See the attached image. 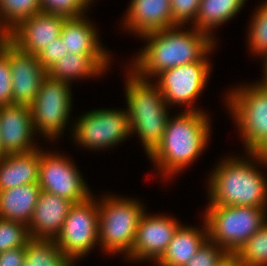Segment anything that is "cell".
I'll return each instance as SVG.
<instances>
[{
    "mask_svg": "<svg viewBox=\"0 0 267 266\" xmlns=\"http://www.w3.org/2000/svg\"><path fill=\"white\" fill-rule=\"evenodd\" d=\"M181 25L150 32L141 38L147 45L136 55L130 70L138 77L149 80L160 72L194 62H209L215 47V38L193 27L182 30ZM207 55V56H206Z\"/></svg>",
    "mask_w": 267,
    "mask_h": 266,
    "instance_id": "6da1fadb",
    "label": "cell"
},
{
    "mask_svg": "<svg viewBox=\"0 0 267 266\" xmlns=\"http://www.w3.org/2000/svg\"><path fill=\"white\" fill-rule=\"evenodd\" d=\"M246 154L250 156L247 157L250 160L243 159L244 157H228L219 162L211 175L209 174V206L267 208V180L257 168L260 163L267 166V160L253 152Z\"/></svg>",
    "mask_w": 267,
    "mask_h": 266,
    "instance_id": "7a4b0ae2",
    "label": "cell"
},
{
    "mask_svg": "<svg viewBox=\"0 0 267 266\" xmlns=\"http://www.w3.org/2000/svg\"><path fill=\"white\" fill-rule=\"evenodd\" d=\"M209 120L201 109L168 119L161 142L148 155L162 177L172 178L201 155L211 135Z\"/></svg>",
    "mask_w": 267,
    "mask_h": 266,
    "instance_id": "3957f363",
    "label": "cell"
},
{
    "mask_svg": "<svg viewBox=\"0 0 267 266\" xmlns=\"http://www.w3.org/2000/svg\"><path fill=\"white\" fill-rule=\"evenodd\" d=\"M125 80L127 114L131 134L136 132L147 156L161 142L167 126L168 106L159 87L128 70ZM168 108V109H167Z\"/></svg>",
    "mask_w": 267,
    "mask_h": 266,
    "instance_id": "277c9868",
    "label": "cell"
},
{
    "mask_svg": "<svg viewBox=\"0 0 267 266\" xmlns=\"http://www.w3.org/2000/svg\"><path fill=\"white\" fill-rule=\"evenodd\" d=\"M207 207L203 218L208 231V240L222 247L229 255H235L267 221V208Z\"/></svg>",
    "mask_w": 267,
    "mask_h": 266,
    "instance_id": "5b68a950",
    "label": "cell"
},
{
    "mask_svg": "<svg viewBox=\"0 0 267 266\" xmlns=\"http://www.w3.org/2000/svg\"><path fill=\"white\" fill-rule=\"evenodd\" d=\"M143 204L131 198L107 195L98 200L99 246L105 253L130 254Z\"/></svg>",
    "mask_w": 267,
    "mask_h": 266,
    "instance_id": "8992f818",
    "label": "cell"
},
{
    "mask_svg": "<svg viewBox=\"0 0 267 266\" xmlns=\"http://www.w3.org/2000/svg\"><path fill=\"white\" fill-rule=\"evenodd\" d=\"M227 107L241 133L245 152H253L267 138V87L261 82L232 89Z\"/></svg>",
    "mask_w": 267,
    "mask_h": 266,
    "instance_id": "52a82bcc",
    "label": "cell"
},
{
    "mask_svg": "<svg viewBox=\"0 0 267 266\" xmlns=\"http://www.w3.org/2000/svg\"><path fill=\"white\" fill-rule=\"evenodd\" d=\"M71 84L54 79L48 74L44 77L37 96L30 106L35 133L38 132L55 140L64 131L71 115Z\"/></svg>",
    "mask_w": 267,
    "mask_h": 266,
    "instance_id": "ba28073f",
    "label": "cell"
},
{
    "mask_svg": "<svg viewBox=\"0 0 267 266\" xmlns=\"http://www.w3.org/2000/svg\"><path fill=\"white\" fill-rule=\"evenodd\" d=\"M95 199L92 195L83 202L74 203L55 239L73 263L99 245V208Z\"/></svg>",
    "mask_w": 267,
    "mask_h": 266,
    "instance_id": "9c48e42d",
    "label": "cell"
},
{
    "mask_svg": "<svg viewBox=\"0 0 267 266\" xmlns=\"http://www.w3.org/2000/svg\"><path fill=\"white\" fill-rule=\"evenodd\" d=\"M76 121L72 125L75 143L94 151L122 143L131 134L127 110L95 109Z\"/></svg>",
    "mask_w": 267,
    "mask_h": 266,
    "instance_id": "30bf717a",
    "label": "cell"
},
{
    "mask_svg": "<svg viewBox=\"0 0 267 266\" xmlns=\"http://www.w3.org/2000/svg\"><path fill=\"white\" fill-rule=\"evenodd\" d=\"M68 157L40 149L39 180L42 191L80 203L92 196L82 174Z\"/></svg>",
    "mask_w": 267,
    "mask_h": 266,
    "instance_id": "8fae6325",
    "label": "cell"
},
{
    "mask_svg": "<svg viewBox=\"0 0 267 266\" xmlns=\"http://www.w3.org/2000/svg\"><path fill=\"white\" fill-rule=\"evenodd\" d=\"M211 67L210 62H194L166 69L156 76L155 84L168 106L185 104V111H199L192 105L206 88Z\"/></svg>",
    "mask_w": 267,
    "mask_h": 266,
    "instance_id": "7c38bea8",
    "label": "cell"
},
{
    "mask_svg": "<svg viewBox=\"0 0 267 266\" xmlns=\"http://www.w3.org/2000/svg\"><path fill=\"white\" fill-rule=\"evenodd\" d=\"M180 226V222L170 216H150L145 211L138 222L132 250L126 258L136 262L149 259L156 263Z\"/></svg>",
    "mask_w": 267,
    "mask_h": 266,
    "instance_id": "4fadbf2b",
    "label": "cell"
},
{
    "mask_svg": "<svg viewBox=\"0 0 267 266\" xmlns=\"http://www.w3.org/2000/svg\"><path fill=\"white\" fill-rule=\"evenodd\" d=\"M1 51L9 58L14 105L31 106L47 75L37 55L21 51L8 41Z\"/></svg>",
    "mask_w": 267,
    "mask_h": 266,
    "instance_id": "5bb4252c",
    "label": "cell"
},
{
    "mask_svg": "<svg viewBox=\"0 0 267 266\" xmlns=\"http://www.w3.org/2000/svg\"><path fill=\"white\" fill-rule=\"evenodd\" d=\"M67 18L43 12L32 15L9 32V41L21 51L38 55L47 45L60 37Z\"/></svg>",
    "mask_w": 267,
    "mask_h": 266,
    "instance_id": "9a60e30c",
    "label": "cell"
},
{
    "mask_svg": "<svg viewBox=\"0 0 267 266\" xmlns=\"http://www.w3.org/2000/svg\"><path fill=\"white\" fill-rule=\"evenodd\" d=\"M36 135L29 106H0V138L4 154H22L37 148ZM34 142V143H32Z\"/></svg>",
    "mask_w": 267,
    "mask_h": 266,
    "instance_id": "2e32d148",
    "label": "cell"
},
{
    "mask_svg": "<svg viewBox=\"0 0 267 266\" xmlns=\"http://www.w3.org/2000/svg\"><path fill=\"white\" fill-rule=\"evenodd\" d=\"M73 205L70 200L41 190L28 224L30 238L55 240Z\"/></svg>",
    "mask_w": 267,
    "mask_h": 266,
    "instance_id": "e0dca14e",
    "label": "cell"
},
{
    "mask_svg": "<svg viewBox=\"0 0 267 266\" xmlns=\"http://www.w3.org/2000/svg\"><path fill=\"white\" fill-rule=\"evenodd\" d=\"M124 17L125 30L143 35L177 26L171 13V0H131Z\"/></svg>",
    "mask_w": 267,
    "mask_h": 266,
    "instance_id": "ac0fdd59",
    "label": "cell"
},
{
    "mask_svg": "<svg viewBox=\"0 0 267 266\" xmlns=\"http://www.w3.org/2000/svg\"><path fill=\"white\" fill-rule=\"evenodd\" d=\"M97 27L85 17H68L62 26L60 38L67 53L79 55H110L99 41Z\"/></svg>",
    "mask_w": 267,
    "mask_h": 266,
    "instance_id": "d6986e66",
    "label": "cell"
},
{
    "mask_svg": "<svg viewBox=\"0 0 267 266\" xmlns=\"http://www.w3.org/2000/svg\"><path fill=\"white\" fill-rule=\"evenodd\" d=\"M40 146L22 154H7L0 159V191L38 183Z\"/></svg>",
    "mask_w": 267,
    "mask_h": 266,
    "instance_id": "ffe728a7",
    "label": "cell"
},
{
    "mask_svg": "<svg viewBox=\"0 0 267 266\" xmlns=\"http://www.w3.org/2000/svg\"><path fill=\"white\" fill-rule=\"evenodd\" d=\"M110 60V55L67 53L47 71V74L54 79L71 83L81 77L83 79L98 77L109 69L107 67H109Z\"/></svg>",
    "mask_w": 267,
    "mask_h": 266,
    "instance_id": "44dd1931",
    "label": "cell"
},
{
    "mask_svg": "<svg viewBox=\"0 0 267 266\" xmlns=\"http://www.w3.org/2000/svg\"><path fill=\"white\" fill-rule=\"evenodd\" d=\"M203 225V228L199 230L195 226L193 228L182 224L156 264L158 266H185L208 240L205 221Z\"/></svg>",
    "mask_w": 267,
    "mask_h": 266,
    "instance_id": "7402d4cb",
    "label": "cell"
},
{
    "mask_svg": "<svg viewBox=\"0 0 267 266\" xmlns=\"http://www.w3.org/2000/svg\"><path fill=\"white\" fill-rule=\"evenodd\" d=\"M41 188L31 183L0 191V218L28 226Z\"/></svg>",
    "mask_w": 267,
    "mask_h": 266,
    "instance_id": "603a6c76",
    "label": "cell"
},
{
    "mask_svg": "<svg viewBox=\"0 0 267 266\" xmlns=\"http://www.w3.org/2000/svg\"><path fill=\"white\" fill-rule=\"evenodd\" d=\"M246 0H201L194 28L214 35V28L221 26L239 13Z\"/></svg>",
    "mask_w": 267,
    "mask_h": 266,
    "instance_id": "cb8c5ba5",
    "label": "cell"
},
{
    "mask_svg": "<svg viewBox=\"0 0 267 266\" xmlns=\"http://www.w3.org/2000/svg\"><path fill=\"white\" fill-rule=\"evenodd\" d=\"M54 239L30 238L26 242L22 266H74Z\"/></svg>",
    "mask_w": 267,
    "mask_h": 266,
    "instance_id": "d4e9b609",
    "label": "cell"
},
{
    "mask_svg": "<svg viewBox=\"0 0 267 266\" xmlns=\"http://www.w3.org/2000/svg\"><path fill=\"white\" fill-rule=\"evenodd\" d=\"M41 12L40 0H0V21L9 32L21 21Z\"/></svg>",
    "mask_w": 267,
    "mask_h": 266,
    "instance_id": "484cf974",
    "label": "cell"
},
{
    "mask_svg": "<svg viewBox=\"0 0 267 266\" xmlns=\"http://www.w3.org/2000/svg\"><path fill=\"white\" fill-rule=\"evenodd\" d=\"M234 256L241 266H267V221Z\"/></svg>",
    "mask_w": 267,
    "mask_h": 266,
    "instance_id": "4316f807",
    "label": "cell"
},
{
    "mask_svg": "<svg viewBox=\"0 0 267 266\" xmlns=\"http://www.w3.org/2000/svg\"><path fill=\"white\" fill-rule=\"evenodd\" d=\"M253 13L248 29V46L255 55L267 58V1Z\"/></svg>",
    "mask_w": 267,
    "mask_h": 266,
    "instance_id": "83f0119b",
    "label": "cell"
},
{
    "mask_svg": "<svg viewBox=\"0 0 267 266\" xmlns=\"http://www.w3.org/2000/svg\"><path fill=\"white\" fill-rule=\"evenodd\" d=\"M29 239L27 225L0 218V253L25 246Z\"/></svg>",
    "mask_w": 267,
    "mask_h": 266,
    "instance_id": "f1b7e54d",
    "label": "cell"
},
{
    "mask_svg": "<svg viewBox=\"0 0 267 266\" xmlns=\"http://www.w3.org/2000/svg\"><path fill=\"white\" fill-rule=\"evenodd\" d=\"M40 5L43 13L79 17L91 4L88 0H40Z\"/></svg>",
    "mask_w": 267,
    "mask_h": 266,
    "instance_id": "f546056e",
    "label": "cell"
},
{
    "mask_svg": "<svg viewBox=\"0 0 267 266\" xmlns=\"http://www.w3.org/2000/svg\"><path fill=\"white\" fill-rule=\"evenodd\" d=\"M228 256L222 247L207 240L185 266H218Z\"/></svg>",
    "mask_w": 267,
    "mask_h": 266,
    "instance_id": "4dcf8cb0",
    "label": "cell"
},
{
    "mask_svg": "<svg viewBox=\"0 0 267 266\" xmlns=\"http://www.w3.org/2000/svg\"><path fill=\"white\" fill-rule=\"evenodd\" d=\"M201 0H171L172 19L176 25L184 26L195 23ZM186 23V24H185Z\"/></svg>",
    "mask_w": 267,
    "mask_h": 266,
    "instance_id": "1f68e13d",
    "label": "cell"
},
{
    "mask_svg": "<svg viewBox=\"0 0 267 266\" xmlns=\"http://www.w3.org/2000/svg\"><path fill=\"white\" fill-rule=\"evenodd\" d=\"M12 104V75L9 58L0 50V106Z\"/></svg>",
    "mask_w": 267,
    "mask_h": 266,
    "instance_id": "d6a6232c",
    "label": "cell"
},
{
    "mask_svg": "<svg viewBox=\"0 0 267 266\" xmlns=\"http://www.w3.org/2000/svg\"><path fill=\"white\" fill-rule=\"evenodd\" d=\"M67 54L66 48L61 38L55 39L51 44L47 45L38 55L41 65L48 71L56 62Z\"/></svg>",
    "mask_w": 267,
    "mask_h": 266,
    "instance_id": "836d02e7",
    "label": "cell"
},
{
    "mask_svg": "<svg viewBox=\"0 0 267 266\" xmlns=\"http://www.w3.org/2000/svg\"><path fill=\"white\" fill-rule=\"evenodd\" d=\"M26 245L0 253V266H22Z\"/></svg>",
    "mask_w": 267,
    "mask_h": 266,
    "instance_id": "e575fe53",
    "label": "cell"
},
{
    "mask_svg": "<svg viewBox=\"0 0 267 266\" xmlns=\"http://www.w3.org/2000/svg\"><path fill=\"white\" fill-rule=\"evenodd\" d=\"M256 155L267 160V138L253 151Z\"/></svg>",
    "mask_w": 267,
    "mask_h": 266,
    "instance_id": "d590c367",
    "label": "cell"
},
{
    "mask_svg": "<svg viewBox=\"0 0 267 266\" xmlns=\"http://www.w3.org/2000/svg\"><path fill=\"white\" fill-rule=\"evenodd\" d=\"M9 41V31L0 21V47H3Z\"/></svg>",
    "mask_w": 267,
    "mask_h": 266,
    "instance_id": "8d00e7d4",
    "label": "cell"
},
{
    "mask_svg": "<svg viewBox=\"0 0 267 266\" xmlns=\"http://www.w3.org/2000/svg\"><path fill=\"white\" fill-rule=\"evenodd\" d=\"M218 266H241L234 255H229L220 265Z\"/></svg>",
    "mask_w": 267,
    "mask_h": 266,
    "instance_id": "74e56055",
    "label": "cell"
},
{
    "mask_svg": "<svg viewBox=\"0 0 267 266\" xmlns=\"http://www.w3.org/2000/svg\"><path fill=\"white\" fill-rule=\"evenodd\" d=\"M263 65H264V67H263V71H264V77H263V79H261V83L265 86V87H267V58L266 59H264L263 60Z\"/></svg>",
    "mask_w": 267,
    "mask_h": 266,
    "instance_id": "f35d334b",
    "label": "cell"
},
{
    "mask_svg": "<svg viewBox=\"0 0 267 266\" xmlns=\"http://www.w3.org/2000/svg\"><path fill=\"white\" fill-rule=\"evenodd\" d=\"M4 156H5V154H4L3 148H2V146H1V138H0V159H1L2 157H4Z\"/></svg>",
    "mask_w": 267,
    "mask_h": 266,
    "instance_id": "ab89813d",
    "label": "cell"
}]
</instances>
